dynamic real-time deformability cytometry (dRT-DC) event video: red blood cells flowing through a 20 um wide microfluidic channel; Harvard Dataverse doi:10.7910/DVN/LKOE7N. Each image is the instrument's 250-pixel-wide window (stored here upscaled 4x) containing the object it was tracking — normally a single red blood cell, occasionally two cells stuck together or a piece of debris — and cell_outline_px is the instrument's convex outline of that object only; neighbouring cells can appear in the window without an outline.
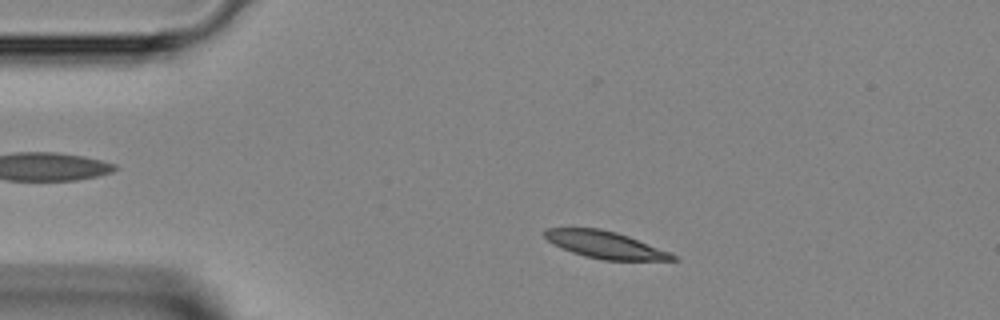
{"species": "Egyptian fruit bat (a non-hibernating species)", "species_latin": "Rousettus aegyptiacus", "temperature_condition": "room temperature", "stored_images_in_passage": 41, "camera_frame_rate_fps": 3000, "um_per_image_px": 0.085, "animal": {"sex": "female"}, "frame": {"image": 1, "passage_image": 5, "time_ms": 1.333, "image_size_px": [1000, 320], "cell_outline_px": [[680, 260], [604, 260], [584, 256], [572, 252], [552, 244], [544, 236], [544, 228], [600, 228], [616, 232], [628, 236], [668, 252], [676, 256]], "centroid_in_image_um": [51.39, 20.8], "position_along_channel_um": 33.6, "area_um2": 20.0}}
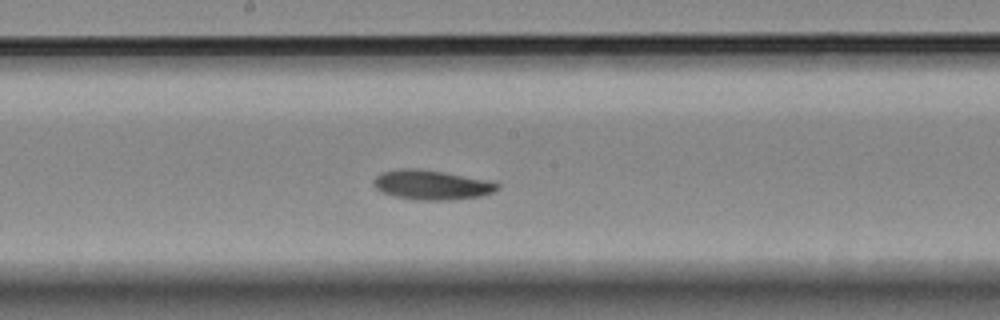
{"frame": {"image": 2, "passage_image": 20, "time_ms": 6.333, "image_size_px": [1000, 320], "cell_outline_px": [[500, 188], [492, 192], [480, 196], [452, 200], [416, 200], [396, 196], [380, 192], [372, 184], [372, 180], [380, 172], [396, 168], [416, 168], [444, 172], [492, 180], [500, 184]], "centroid_in_image_um": [36.68, 15.7], "position_along_channel_um": 211.5, "area_um2": 21.73}}
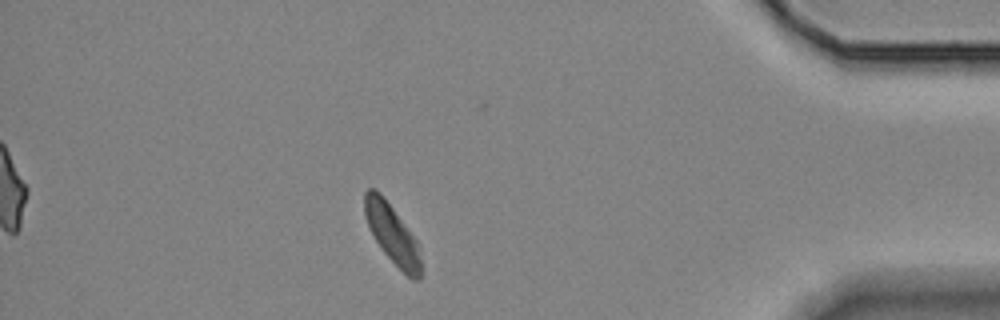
{"frame": {"image": 3, "passage_image": 36, "time_ms": 11.667, "image_size_px": [1000, 320], "cell_outline_px": [[420, 280], [412, 280], [384, 252], [376, 240], [364, 216], [364, 192], [368, 188], [376, 188], [380, 192], [420, 244]], "centroid_in_image_um": [33.34, 19.86], "position_along_channel_um": 401.9, "area_um2": 19.13}}